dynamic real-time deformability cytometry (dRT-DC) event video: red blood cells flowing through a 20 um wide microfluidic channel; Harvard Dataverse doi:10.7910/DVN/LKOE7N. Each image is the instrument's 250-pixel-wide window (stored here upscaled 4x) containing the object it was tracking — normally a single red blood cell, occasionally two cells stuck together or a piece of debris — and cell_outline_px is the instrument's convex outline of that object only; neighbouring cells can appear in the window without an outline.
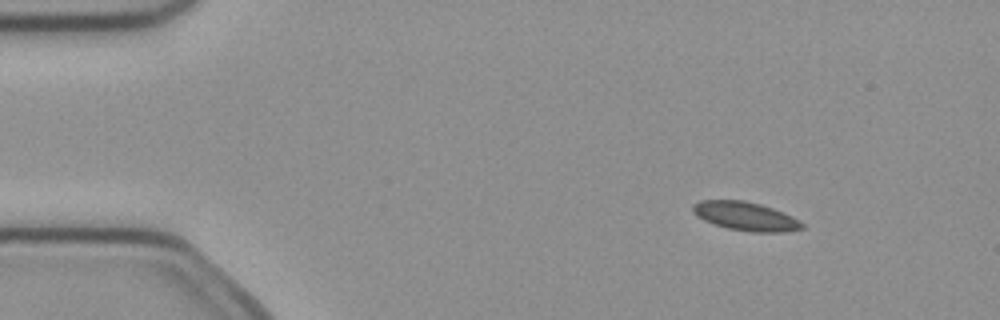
{"species": "common noctule bat (a hibernating species)", "species_latin": "Nyctalus noctula", "temperature_condition": "cold", "stored_images_in_passage": 4, "camera_frame_rate_fps": 3000, "um_per_image_px": 0.085, "animal": {"sex": "female", "body_mass_g": 21.9}, "frame": {"image": 1, "passage_image": 2, "time_ms": 0.333, "image_size_px": [1000, 320], "cell_outline_px": [[804, 228], [784, 232], [752, 232], [728, 228], [704, 220], [692, 212], [692, 204], [700, 200], [744, 200], [760, 204], [784, 212], [800, 220], [804, 224]], "centroid_in_image_um": [63.39, 18.37], "position_along_channel_um": 21.6, "area_um2": 18.26}}